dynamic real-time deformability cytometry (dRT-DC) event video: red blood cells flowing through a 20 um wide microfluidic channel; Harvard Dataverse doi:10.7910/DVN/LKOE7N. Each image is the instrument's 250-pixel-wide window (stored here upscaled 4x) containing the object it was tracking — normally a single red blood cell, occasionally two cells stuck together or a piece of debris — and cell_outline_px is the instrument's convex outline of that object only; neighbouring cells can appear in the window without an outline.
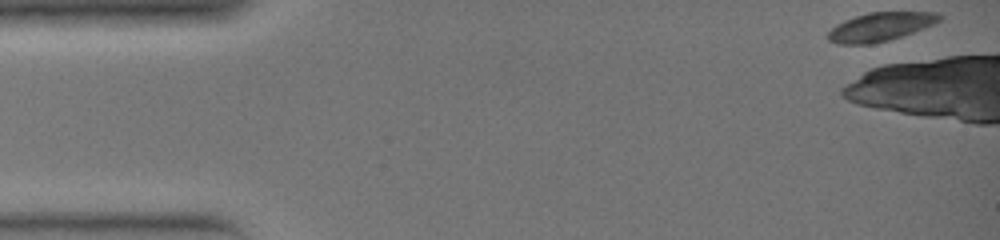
{"species": "common noctule bat (a hibernating species)", "species_latin": "Nyctalus noctula", "temperature_condition": "warm", "stored_images_in_passage": 4, "camera_frame_rate_fps": 3000, "um_per_image_px": 0.085, "animal": {"sex": "female", "body_mass_g": 19.0, "forearm_length_mm": 51.5}, "frame": {"image": 1, "passage_image": 1, "time_ms": 0.0, "image_size_px": [1000, 240], "cell_outline_px": [[944, 16], [940, 20], [924, 28], [888, 40], [872, 44], [836, 44], [828, 40], [828, 32], [836, 24], [844, 20], [868, 12], [940, 12]], "centroid_in_image_um": [74.82, 2.27], "position_along_channel_um": 10.2, "area_um2": 18.55}}